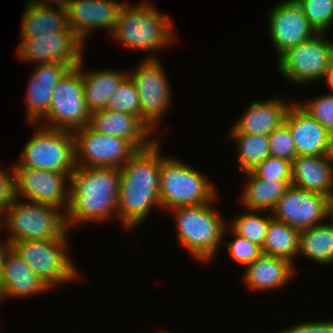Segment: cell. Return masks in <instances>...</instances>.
I'll use <instances>...</instances> for the list:
<instances>
[{
    "instance_id": "7c38bea8",
    "label": "cell",
    "mask_w": 333,
    "mask_h": 333,
    "mask_svg": "<svg viewBox=\"0 0 333 333\" xmlns=\"http://www.w3.org/2000/svg\"><path fill=\"white\" fill-rule=\"evenodd\" d=\"M76 166L121 168L137 149L117 136L101 134L89 125L73 131Z\"/></svg>"
},
{
    "instance_id": "7bdbcfd3",
    "label": "cell",
    "mask_w": 333,
    "mask_h": 333,
    "mask_svg": "<svg viewBox=\"0 0 333 333\" xmlns=\"http://www.w3.org/2000/svg\"><path fill=\"white\" fill-rule=\"evenodd\" d=\"M327 218H329L330 223L333 225V192L331 195L328 197V213H327Z\"/></svg>"
},
{
    "instance_id": "ac0fdd59",
    "label": "cell",
    "mask_w": 333,
    "mask_h": 333,
    "mask_svg": "<svg viewBox=\"0 0 333 333\" xmlns=\"http://www.w3.org/2000/svg\"><path fill=\"white\" fill-rule=\"evenodd\" d=\"M284 122L294 139L296 156L333 155V136L299 102H292Z\"/></svg>"
},
{
    "instance_id": "9c48e42d",
    "label": "cell",
    "mask_w": 333,
    "mask_h": 333,
    "mask_svg": "<svg viewBox=\"0 0 333 333\" xmlns=\"http://www.w3.org/2000/svg\"><path fill=\"white\" fill-rule=\"evenodd\" d=\"M326 35L317 33L312 38L289 48L276 62L279 73L291 84L300 86L324 80L333 61V42L327 39Z\"/></svg>"
},
{
    "instance_id": "74e56055",
    "label": "cell",
    "mask_w": 333,
    "mask_h": 333,
    "mask_svg": "<svg viewBox=\"0 0 333 333\" xmlns=\"http://www.w3.org/2000/svg\"><path fill=\"white\" fill-rule=\"evenodd\" d=\"M0 164V212H4L16 198L15 168L11 172L1 167Z\"/></svg>"
},
{
    "instance_id": "30bf717a",
    "label": "cell",
    "mask_w": 333,
    "mask_h": 333,
    "mask_svg": "<svg viewBox=\"0 0 333 333\" xmlns=\"http://www.w3.org/2000/svg\"><path fill=\"white\" fill-rule=\"evenodd\" d=\"M159 59H144L128 71L140 99V119L154 133L172 103L169 77Z\"/></svg>"
},
{
    "instance_id": "8d00e7d4",
    "label": "cell",
    "mask_w": 333,
    "mask_h": 333,
    "mask_svg": "<svg viewBox=\"0 0 333 333\" xmlns=\"http://www.w3.org/2000/svg\"><path fill=\"white\" fill-rule=\"evenodd\" d=\"M299 104L333 136V94H322Z\"/></svg>"
},
{
    "instance_id": "5bb4252c",
    "label": "cell",
    "mask_w": 333,
    "mask_h": 333,
    "mask_svg": "<svg viewBox=\"0 0 333 333\" xmlns=\"http://www.w3.org/2000/svg\"><path fill=\"white\" fill-rule=\"evenodd\" d=\"M14 168L16 197L55 206L66 213L70 202L71 177L68 174L27 167Z\"/></svg>"
},
{
    "instance_id": "d6a6232c",
    "label": "cell",
    "mask_w": 333,
    "mask_h": 333,
    "mask_svg": "<svg viewBox=\"0 0 333 333\" xmlns=\"http://www.w3.org/2000/svg\"><path fill=\"white\" fill-rule=\"evenodd\" d=\"M106 109L140 118V99L133 80L127 76L110 97Z\"/></svg>"
},
{
    "instance_id": "cb8c5ba5",
    "label": "cell",
    "mask_w": 333,
    "mask_h": 333,
    "mask_svg": "<svg viewBox=\"0 0 333 333\" xmlns=\"http://www.w3.org/2000/svg\"><path fill=\"white\" fill-rule=\"evenodd\" d=\"M295 266L285 258L262 254L246 266L243 282L252 291L276 290L291 281L296 273Z\"/></svg>"
},
{
    "instance_id": "484cf974",
    "label": "cell",
    "mask_w": 333,
    "mask_h": 333,
    "mask_svg": "<svg viewBox=\"0 0 333 333\" xmlns=\"http://www.w3.org/2000/svg\"><path fill=\"white\" fill-rule=\"evenodd\" d=\"M247 178L244 189L240 194L239 203H242L246 210L269 211L272 212L278 200L290 187L283 180H265L258 178L251 170L242 172Z\"/></svg>"
},
{
    "instance_id": "9a60e30c",
    "label": "cell",
    "mask_w": 333,
    "mask_h": 333,
    "mask_svg": "<svg viewBox=\"0 0 333 333\" xmlns=\"http://www.w3.org/2000/svg\"><path fill=\"white\" fill-rule=\"evenodd\" d=\"M271 213L274 219L302 231L327 221L328 196L291 185Z\"/></svg>"
},
{
    "instance_id": "d590c367",
    "label": "cell",
    "mask_w": 333,
    "mask_h": 333,
    "mask_svg": "<svg viewBox=\"0 0 333 333\" xmlns=\"http://www.w3.org/2000/svg\"><path fill=\"white\" fill-rule=\"evenodd\" d=\"M270 143V156L293 161L296 157L294 139L288 125L284 122L268 135Z\"/></svg>"
},
{
    "instance_id": "6da1fadb",
    "label": "cell",
    "mask_w": 333,
    "mask_h": 333,
    "mask_svg": "<svg viewBox=\"0 0 333 333\" xmlns=\"http://www.w3.org/2000/svg\"><path fill=\"white\" fill-rule=\"evenodd\" d=\"M159 138L138 149L121 168L117 201L118 219L125 229H135L160 205L162 151ZM153 207V208H152Z\"/></svg>"
},
{
    "instance_id": "d6986e66",
    "label": "cell",
    "mask_w": 333,
    "mask_h": 333,
    "mask_svg": "<svg viewBox=\"0 0 333 333\" xmlns=\"http://www.w3.org/2000/svg\"><path fill=\"white\" fill-rule=\"evenodd\" d=\"M89 126L98 133L128 140L137 150L150 146L159 136L138 116L108 109L92 112Z\"/></svg>"
},
{
    "instance_id": "836d02e7",
    "label": "cell",
    "mask_w": 333,
    "mask_h": 333,
    "mask_svg": "<svg viewBox=\"0 0 333 333\" xmlns=\"http://www.w3.org/2000/svg\"><path fill=\"white\" fill-rule=\"evenodd\" d=\"M227 232L233 235V240L230 242L223 241V245L227 246L229 257L239 265L246 267L263 254L261 246L239 236L231 228L229 229L228 225L224 231V239H226V234L228 235Z\"/></svg>"
},
{
    "instance_id": "83f0119b",
    "label": "cell",
    "mask_w": 333,
    "mask_h": 333,
    "mask_svg": "<svg viewBox=\"0 0 333 333\" xmlns=\"http://www.w3.org/2000/svg\"><path fill=\"white\" fill-rule=\"evenodd\" d=\"M299 255L317 264H333V225L324 222L300 231Z\"/></svg>"
},
{
    "instance_id": "ab89813d",
    "label": "cell",
    "mask_w": 333,
    "mask_h": 333,
    "mask_svg": "<svg viewBox=\"0 0 333 333\" xmlns=\"http://www.w3.org/2000/svg\"><path fill=\"white\" fill-rule=\"evenodd\" d=\"M28 1L43 6L66 8L71 0H28Z\"/></svg>"
},
{
    "instance_id": "d4e9b609",
    "label": "cell",
    "mask_w": 333,
    "mask_h": 333,
    "mask_svg": "<svg viewBox=\"0 0 333 333\" xmlns=\"http://www.w3.org/2000/svg\"><path fill=\"white\" fill-rule=\"evenodd\" d=\"M78 67L81 69L85 104L90 113L106 109L110 97L128 76V71L110 68L85 72L84 58Z\"/></svg>"
},
{
    "instance_id": "ee69618b",
    "label": "cell",
    "mask_w": 333,
    "mask_h": 333,
    "mask_svg": "<svg viewBox=\"0 0 333 333\" xmlns=\"http://www.w3.org/2000/svg\"><path fill=\"white\" fill-rule=\"evenodd\" d=\"M2 228H4V217H3V213L0 212V233H1V230H3Z\"/></svg>"
},
{
    "instance_id": "f546056e",
    "label": "cell",
    "mask_w": 333,
    "mask_h": 333,
    "mask_svg": "<svg viewBox=\"0 0 333 333\" xmlns=\"http://www.w3.org/2000/svg\"><path fill=\"white\" fill-rule=\"evenodd\" d=\"M237 144V164L240 172L252 170L258 163L270 156L268 135H252L229 131L228 135Z\"/></svg>"
},
{
    "instance_id": "4fadbf2b",
    "label": "cell",
    "mask_w": 333,
    "mask_h": 333,
    "mask_svg": "<svg viewBox=\"0 0 333 333\" xmlns=\"http://www.w3.org/2000/svg\"><path fill=\"white\" fill-rule=\"evenodd\" d=\"M17 56L28 63L66 64L71 68L78 67L83 56L84 43L68 27L63 32H52L38 37H21Z\"/></svg>"
},
{
    "instance_id": "3957f363",
    "label": "cell",
    "mask_w": 333,
    "mask_h": 333,
    "mask_svg": "<svg viewBox=\"0 0 333 333\" xmlns=\"http://www.w3.org/2000/svg\"><path fill=\"white\" fill-rule=\"evenodd\" d=\"M173 31L170 17L145 0L134 6L124 4L111 38L132 50L151 51L145 59H159L154 52L174 43L176 32Z\"/></svg>"
},
{
    "instance_id": "44dd1931",
    "label": "cell",
    "mask_w": 333,
    "mask_h": 333,
    "mask_svg": "<svg viewBox=\"0 0 333 333\" xmlns=\"http://www.w3.org/2000/svg\"><path fill=\"white\" fill-rule=\"evenodd\" d=\"M51 290L10 246L3 261L0 301L11 297H34Z\"/></svg>"
},
{
    "instance_id": "5b68a950",
    "label": "cell",
    "mask_w": 333,
    "mask_h": 333,
    "mask_svg": "<svg viewBox=\"0 0 333 333\" xmlns=\"http://www.w3.org/2000/svg\"><path fill=\"white\" fill-rule=\"evenodd\" d=\"M216 185L187 162L162 156L160 205L168 211L177 207L198 206L218 198Z\"/></svg>"
},
{
    "instance_id": "7402d4cb",
    "label": "cell",
    "mask_w": 333,
    "mask_h": 333,
    "mask_svg": "<svg viewBox=\"0 0 333 333\" xmlns=\"http://www.w3.org/2000/svg\"><path fill=\"white\" fill-rule=\"evenodd\" d=\"M293 101L286 102L279 96H272L263 101H253L229 131L269 135L284 123L287 110Z\"/></svg>"
},
{
    "instance_id": "f1b7e54d",
    "label": "cell",
    "mask_w": 333,
    "mask_h": 333,
    "mask_svg": "<svg viewBox=\"0 0 333 333\" xmlns=\"http://www.w3.org/2000/svg\"><path fill=\"white\" fill-rule=\"evenodd\" d=\"M299 235L297 229L272 218L262 246L263 254L282 257L294 264L295 257H298Z\"/></svg>"
},
{
    "instance_id": "60d3db41",
    "label": "cell",
    "mask_w": 333,
    "mask_h": 333,
    "mask_svg": "<svg viewBox=\"0 0 333 333\" xmlns=\"http://www.w3.org/2000/svg\"><path fill=\"white\" fill-rule=\"evenodd\" d=\"M9 247H10V244L6 239L3 240L2 242L0 241V290H1L3 261H4L6 251Z\"/></svg>"
},
{
    "instance_id": "f6af8a7d",
    "label": "cell",
    "mask_w": 333,
    "mask_h": 333,
    "mask_svg": "<svg viewBox=\"0 0 333 333\" xmlns=\"http://www.w3.org/2000/svg\"><path fill=\"white\" fill-rule=\"evenodd\" d=\"M160 333H170V332H165V331L161 330V332H160Z\"/></svg>"
},
{
    "instance_id": "1f68e13d",
    "label": "cell",
    "mask_w": 333,
    "mask_h": 333,
    "mask_svg": "<svg viewBox=\"0 0 333 333\" xmlns=\"http://www.w3.org/2000/svg\"><path fill=\"white\" fill-rule=\"evenodd\" d=\"M317 33H327L333 24V0H295Z\"/></svg>"
},
{
    "instance_id": "603a6c76",
    "label": "cell",
    "mask_w": 333,
    "mask_h": 333,
    "mask_svg": "<svg viewBox=\"0 0 333 333\" xmlns=\"http://www.w3.org/2000/svg\"><path fill=\"white\" fill-rule=\"evenodd\" d=\"M291 185L329 197L333 192V155L296 156Z\"/></svg>"
},
{
    "instance_id": "52a82bcc",
    "label": "cell",
    "mask_w": 333,
    "mask_h": 333,
    "mask_svg": "<svg viewBox=\"0 0 333 333\" xmlns=\"http://www.w3.org/2000/svg\"><path fill=\"white\" fill-rule=\"evenodd\" d=\"M68 237L67 232L61 238L20 240L13 243L11 247L53 290L59 286L58 284H71L81 278L75 262L68 255Z\"/></svg>"
},
{
    "instance_id": "f35d334b",
    "label": "cell",
    "mask_w": 333,
    "mask_h": 333,
    "mask_svg": "<svg viewBox=\"0 0 333 333\" xmlns=\"http://www.w3.org/2000/svg\"><path fill=\"white\" fill-rule=\"evenodd\" d=\"M277 333H333V320L301 322Z\"/></svg>"
},
{
    "instance_id": "277c9868",
    "label": "cell",
    "mask_w": 333,
    "mask_h": 333,
    "mask_svg": "<svg viewBox=\"0 0 333 333\" xmlns=\"http://www.w3.org/2000/svg\"><path fill=\"white\" fill-rule=\"evenodd\" d=\"M214 202L170 210L176 220L178 242L199 263L213 260L224 241L227 222Z\"/></svg>"
},
{
    "instance_id": "8fae6325",
    "label": "cell",
    "mask_w": 333,
    "mask_h": 333,
    "mask_svg": "<svg viewBox=\"0 0 333 333\" xmlns=\"http://www.w3.org/2000/svg\"><path fill=\"white\" fill-rule=\"evenodd\" d=\"M83 92L81 69L71 68L55 87L47 115L38 124L74 131L90 124Z\"/></svg>"
},
{
    "instance_id": "e0dca14e",
    "label": "cell",
    "mask_w": 333,
    "mask_h": 333,
    "mask_svg": "<svg viewBox=\"0 0 333 333\" xmlns=\"http://www.w3.org/2000/svg\"><path fill=\"white\" fill-rule=\"evenodd\" d=\"M124 4L116 0H71L65 8L68 27L83 43L94 29H106L111 36Z\"/></svg>"
},
{
    "instance_id": "e575fe53",
    "label": "cell",
    "mask_w": 333,
    "mask_h": 333,
    "mask_svg": "<svg viewBox=\"0 0 333 333\" xmlns=\"http://www.w3.org/2000/svg\"><path fill=\"white\" fill-rule=\"evenodd\" d=\"M258 178L265 180H283L291 186L292 162L281 158L267 157L251 170Z\"/></svg>"
},
{
    "instance_id": "4316f807",
    "label": "cell",
    "mask_w": 333,
    "mask_h": 333,
    "mask_svg": "<svg viewBox=\"0 0 333 333\" xmlns=\"http://www.w3.org/2000/svg\"><path fill=\"white\" fill-rule=\"evenodd\" d=\"M21 17L20 37L35 38L39 35H50L52 32H63L68 28L65 8L43 6L28 1Z\"/></svg>"
},
{
    "instance_id": "ffe728a7",
    "label": "cell",
    "mask_w": 333,
    "mask_h": 333,
    "mask_svg": "<svg viewBox=\"0 0 333 333\" xmlns=\"http://www.w3.org/2000/svg\"><path fill=\"white\" fill-rule=\"evenodd\" d=\"M71 69L66 64H37L28 81L26 114L30 123H39L47 115L53 91L61 78Z\"/></svg>"
},
{
    "instance_id": "b9f144b4",
    "label": "cell",
    "mask_w": 333,
    "mask_h": 333,
    "mask_svg": "<svg viewBox=\"0 0 333 333\" xmlns=\"http://www.w3.org/2000/svg\"><path fill=\"white\" fill-rule=\"evenodd\" d=\"M324 80H326L329 88L331 89L330 94H333V61L327 70V74Z\"/></svg>"
},
{
    "instance_id": "4dcf8cb0",
    "label": "cell",
    "mask_w": 333,
    "mask_h": 333,
    "mask_svg": "<svg viewBox=\"0 0 333 333\" xmlns=\"http://www.w3.org/2000/svg\"><path fill=\"white\" fill-rule=\"evenodd\" d=\"M260 212L262 213L263 211L244 210L243 213L237 214L233 218L234 220L231 223H227V225L239 236L262 247L266 239L269 221L273 216L270 212L269 215L263 217Z\"/></svg>"
},
{
    "instance_id": "2e32d148",
    "label": "cell",
    "mask_w": 333,
    "mask_h": 333,
    "mask_svg": "<svg viewBox=\"0 0 333 333\" xmlns=\"http://www.w3.org/2000/svg\"><path fill=\"white\" fill-rule=\"evenodd\" d=\"M267 26L277 59L289 48L317 34L295 0L275 4L268 13Z\"/></svg>"
},
{
    "instance_id": "7a4b0ae2",
    "label": "cell",
    "mask_w": 333,
    "mask_h": 333,
    "mask_svg": "<svg viewBox=\"0 0 333 333\" xmlns=\"http://www.w3.org/2000/svg\"><path fill=\"white\" fill-rule=\"evenodd\" d=\"M119 168L76 166L70 180V202L66 211L68 229L82 223L107 222L118 218Z\"/></svg>"
},
{
    "instance_id": "ba28073f",
    "label": "cell",
    "mask_w": 333,
    "mask_h": 333,
    "mask_svg": "<svg viewBox=\"0 0 333 333\" xmlns=\"http://www.w3.org/2000/svg\"><path fill=\"white\" fill-rule=\"evenodd\" d=\"M34 125L38 128L21 150L14 167L56 171L71 177L76 168L73 132Z\"/></svg>"
},
{
    "instance_id": "8992f818",
    "label": "cell",
    "mask_w": 333,
    "mask_h": 333,
    "mask_svg": "<svg viewBox=\"0 0 333 333\" xmlns=\"http://www.w3.org/2000/svg\"><path fill=\"white\" fill-rule=\"evenodd\" d=\"M10 246L20 240H49L70 232L66 213L55 206L16 197L3 212Z\"/></svg>"
}]
</instances>
